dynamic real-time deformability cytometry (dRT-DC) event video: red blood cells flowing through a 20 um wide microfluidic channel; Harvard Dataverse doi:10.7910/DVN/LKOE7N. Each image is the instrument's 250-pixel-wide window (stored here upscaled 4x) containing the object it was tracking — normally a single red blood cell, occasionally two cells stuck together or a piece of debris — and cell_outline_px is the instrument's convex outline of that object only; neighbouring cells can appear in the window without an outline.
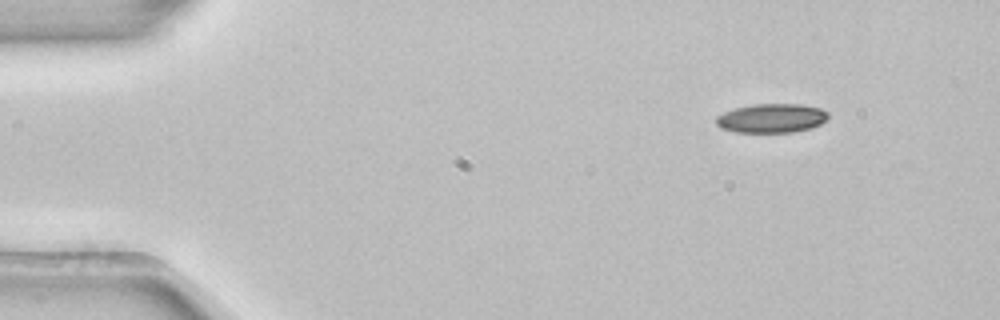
{"species": "common noctule bat (a hibernating species)", "species_latin": "Nyctalus noctula", "temperature_condition": "room temperature", "stored_images_in_passage": 3, "camera_frame_rate_fps": 3000, "um_per_image_px": 0.085, "animal": {"sex": "female", "body_mass_g": 22.7, "forearm_length_mm": 54.2}, "frame": {"image": 1, "passage_image": 1, "time_ms": 0.0, "image_size_px": [1000, 320], "cell_outline_px": [[828, 116], [820, 124], [808, 128], [792, 132], [736, 132], [720, 128], [716, 124], [716, 116], [724, 112], [736, 108], [752, 104], [800, 104], [820, 108], [828, 112]], "centroid_in_image_um": [65.55, 10.04], "position_along_channel_um": 19.5, "area_um2": 18.84}}
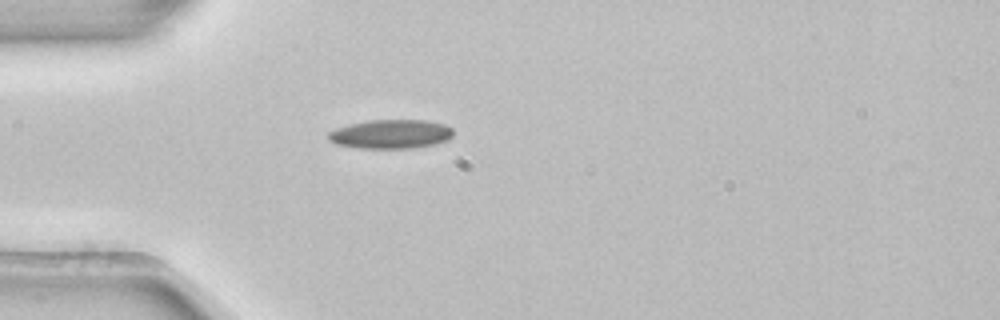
{"frame": {"image": 2, "passage_image": 3, "time_ms": 0.667, "image_size_px": [1000, 320], "cell_outline_px": [[452, 136], [448, 140], [436, 144], [416, 148], [360, 148], [336, 144], [328, 140], [328, 132], [336, 128], [368, 120], [424, 120], [444, 124], [452, 128]], "centroid_in_image_um": [33.23, 11.4], "position_along_channel_um": 51.8, "area_um2": 21.15}}